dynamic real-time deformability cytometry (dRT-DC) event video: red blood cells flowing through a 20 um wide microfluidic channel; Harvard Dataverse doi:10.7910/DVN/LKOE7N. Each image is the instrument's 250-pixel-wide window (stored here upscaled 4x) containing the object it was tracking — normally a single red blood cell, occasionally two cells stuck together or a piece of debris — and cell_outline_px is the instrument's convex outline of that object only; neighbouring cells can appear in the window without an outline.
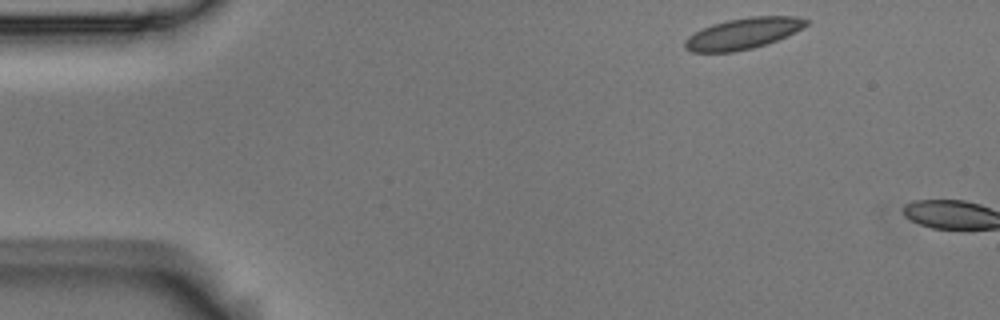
{"species": "Egyptian fruit bat (a non-hibernating species)", "species_latin": "Rousettus aegyptiacus", "temperature_condition": "room temperature", "stored_images_in_passage": 2, "camera_frame_rate_fps": 3000, "um_per_image_px": 0.085, "animal": {"sex": "male"}, "frame": {"image": 1, "passage_image": 1, "time_ms": 0.0, "image_size_px": [1000, 320], "cell_outline_px": [[808, 24], [804, 28], [776, 40], [752, 48], [732, 52], [692, 52], [684, 48], [684, 40], [688, 36], [712, 24], [728, 20], [752, 16], [796, 16], [808, 20]], "centroid_in_image_um": [63.15, 2.84], "position_along_channel_um": 21.8, "area_um2": 21.79}}